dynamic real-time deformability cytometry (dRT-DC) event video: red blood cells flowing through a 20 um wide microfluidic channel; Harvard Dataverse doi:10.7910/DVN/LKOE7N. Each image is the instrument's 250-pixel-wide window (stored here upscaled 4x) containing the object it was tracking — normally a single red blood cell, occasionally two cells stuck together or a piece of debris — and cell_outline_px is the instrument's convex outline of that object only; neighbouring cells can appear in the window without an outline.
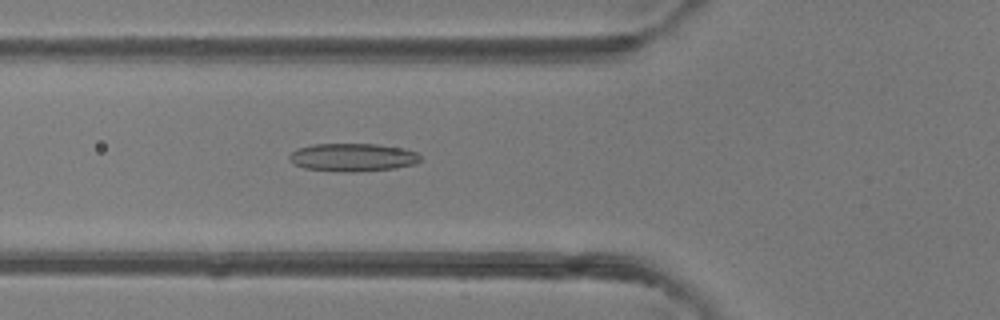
{"species": "common noctule bat (a hibernating species)", "species_latin": "Nyctalus noctula", "temperature_condition": "room temperature", "stored_images_in_passage": 42, "camera_frame_rate_fps": 3000, "um_per_image_px": 0.085, "animal": {"sex": "female"}, "frame": {"image": 1, "passage_image": 11, "time_ms": 3.333, "image_size_px": [1000, 320], "cell_outline_px": [[420, 160], [416, 164], [396, 168], [356, 172], [340, 172], [304, 168], [292, 164], [288, 156], [296, 148], [312, 144], [376, 144], [404, 148], [416, 152], [420, 156]], "centroid_in_image_um": [29.96, 13.38], "position_along_channel_um": 95.8, "area_um2": 21.68}}
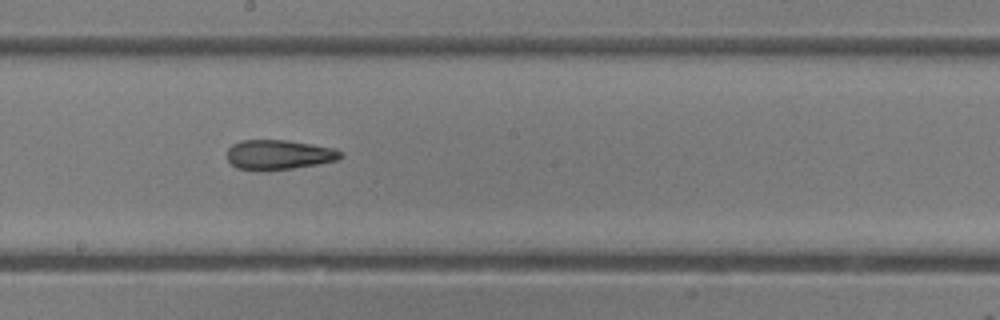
{"frame": {"image": 2, "passage_image": 20, "time_ms": 6.333, "image_size_px": [1000, 320], "cell_outline_px": [[344, 156], [336, 160], [316, 164], [292, 168], [236, 168], [228, 160], [228, 148], [232, 144], [240, 140], [288, 140], [312, 144], [332, 148], [340, 152]], "centroid_in_image_um": [23.7, 13.11], "position_along_channel_um": 224.5, "area_um2": 18.96}}
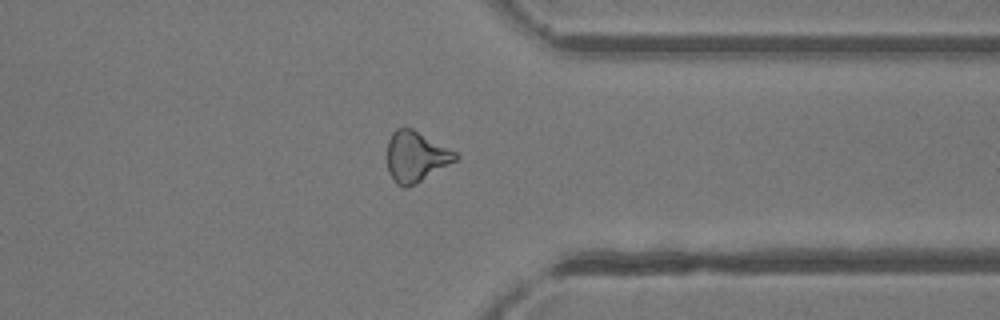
{"frame": {"image": 3, "passage_image": 31, "time_ms": 10.0, "image_size_px": [1000, 320], "cell_outline_px": [[460, 156], [456, 160], [416, 184], [404, 188], [396, 184], [388, 172], [388, 140], [392, 132], [396, 128], [412, 128], [456, 152]], "centroid_in_image_um": [35.33, 13.32], "position_along_channel_um": 376.1, "area_um2": 20.0}}